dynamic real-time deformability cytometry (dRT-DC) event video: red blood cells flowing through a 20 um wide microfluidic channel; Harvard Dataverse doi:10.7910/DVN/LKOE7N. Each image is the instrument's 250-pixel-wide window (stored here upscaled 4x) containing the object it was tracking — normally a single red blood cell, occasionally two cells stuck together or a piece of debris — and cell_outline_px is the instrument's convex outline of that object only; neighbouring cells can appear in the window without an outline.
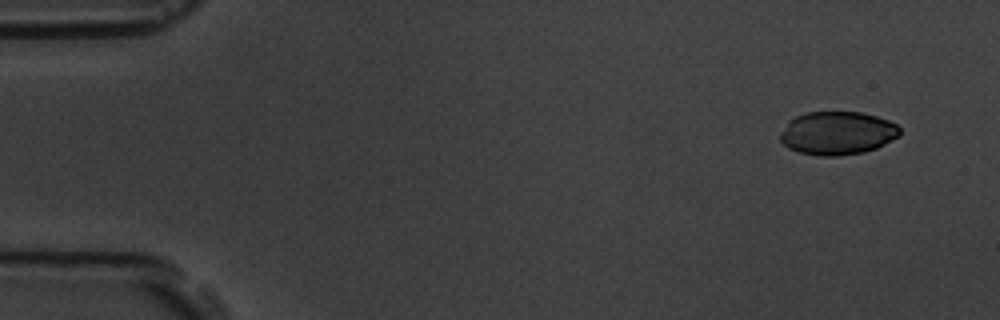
{"species": "common noctule bat (a hibernating species)", "species_latin": "Nyctalus noctula", "temperature_condition": "room temperature", "stored_images_in_passage": 9, "camera_frame_rate_fps": 3000, "um_per_image_px": 0.085, "animal": {"sex": "male", "body_mass_g": 19.5, "forearm_length_mm": 54.6}, "frame": {"image": 1, "passage_image": 1, "time_ms": 0.0, "image_size_px": [1000, 320], "cell_outline_px": [[900, 136], [876, 148], [864, 152], [836, 156], [820, 156], [800, 152], [788, 148], [780, 140], [780, 132], [788, 120], [804, 112], [860, 112], [876, 116], [888, 120], [896, 124], [900, 128]], "centroid_in_image_um": [71.16, 11.31], "position_along_channel_um": 13.8, "area_um2": 30.29}}